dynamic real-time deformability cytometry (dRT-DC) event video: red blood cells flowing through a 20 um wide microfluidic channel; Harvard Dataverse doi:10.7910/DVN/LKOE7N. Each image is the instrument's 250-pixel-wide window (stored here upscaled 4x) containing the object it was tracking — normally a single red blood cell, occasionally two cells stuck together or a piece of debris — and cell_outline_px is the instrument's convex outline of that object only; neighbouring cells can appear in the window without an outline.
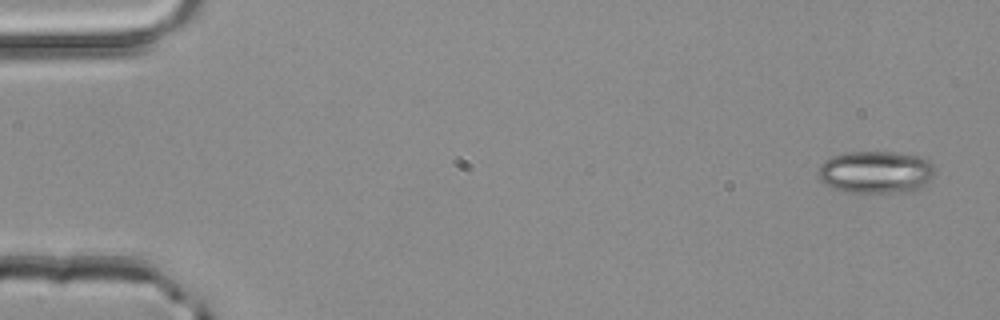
{"species": "common noctule bat (a hibernating species)", "species_latin": "Nyctalus noctula", "temperature_condition": "room temperature", "stored_images_in_passage": 3, "camera_frame_rate_fps": 3000, "um_per_image_px": 0.085, "animal": {"sex": "male", "body_mass_g": 20.4}, "frame": {"image": 1, "passage_image": 1, "time_ms": 0.0, "image_size_px": [1000, 320], "cell_outline_px": [[936, 172], [924, 184], [912, 192], [844, 192], [824, 184], [816, 176], [816, 168], [824, 160], [832, 156], [848, 152], [892, 152], [920, 156], [928, 160], [936, 168]], "centroid_in_image_um": [74.4, 14.63], "position_along_channel_um": 10.6, "area_um2": 29.13}}